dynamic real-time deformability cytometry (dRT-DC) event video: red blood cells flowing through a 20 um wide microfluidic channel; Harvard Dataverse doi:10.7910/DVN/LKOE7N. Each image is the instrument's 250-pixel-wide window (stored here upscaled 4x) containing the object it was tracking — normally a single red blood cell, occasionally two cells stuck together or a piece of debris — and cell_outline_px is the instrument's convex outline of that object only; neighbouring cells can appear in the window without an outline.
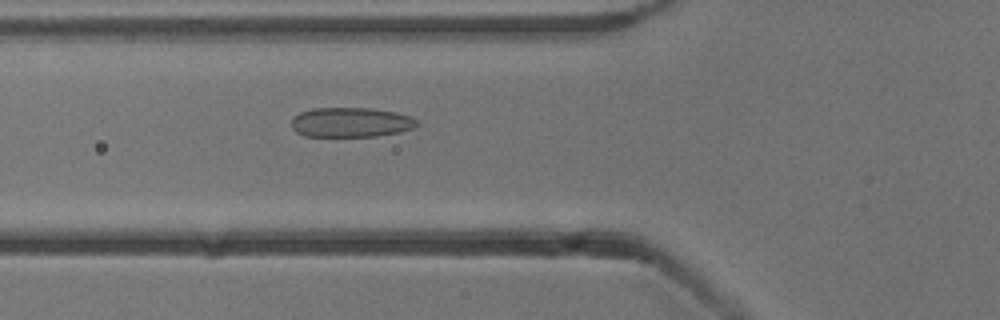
{"species": "common noctule bat (a hibernating species)", "species_latin": "Nyctalus noctula", "temperature_condition": "cold", "stored_images_in_passage": 45, "camera_frame_rate_fps": 3000, "um_per_image_px": 0.085, "animal": {"sex": "male", "body_mass_g": 13.3}, "frame": {"image": 1, "passage_image": 11, "time_ms": 3.333, "image_size_px": [1000, 320], "cell_outline_px": [[416, 124], [412, 128], [400, 132], [376, 136], [304, 136], [296, 132], [292, 128], [292, 120], [300, 112], [312, 108], [372, 108], [396, 112], [412, 116], [416, 120]], "centroid_in_image_um": [29.82, 10.39], "position_along_channel_um": 96.0, "area_um2": 21.68}}
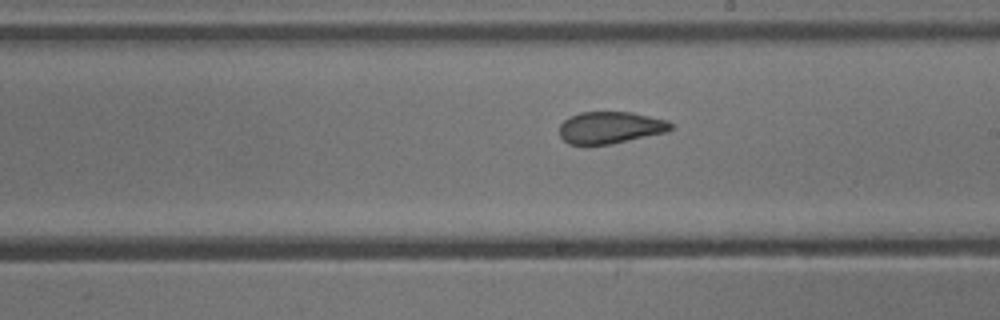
{"frame": {"image": 2, "passage_image": 22, "time_ms": 7.0, "image_size_px": [1000, 320], "cell_outline_px": [[672, 128], [664, 132], [608, 144], [568, 144], [560, 136], [560, 124], [568, 116], [580, 112], [632, 112], [668, 120], [672, 124]], "centroid_in_image_um": [51.83, 10.82], "position_along_channel_um": 237.2, "area_um2": 20.46}}
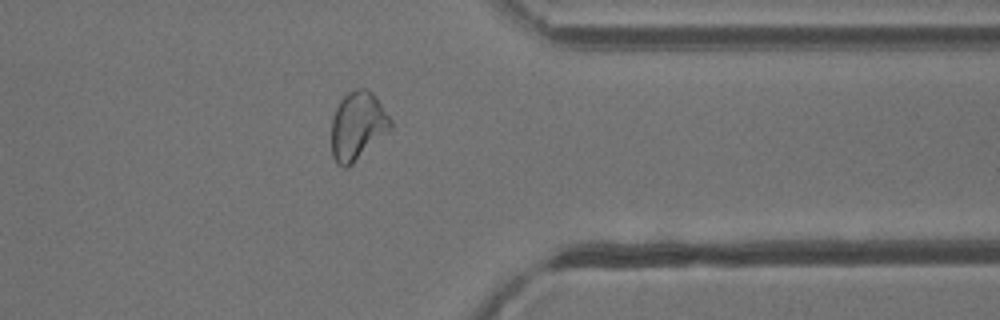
{"frame": {"image": 3, "passage_image": 34, "time_ms": 11.0, "image_size_px": [1000, 320], "cell_outline_px": [[392, 128], [348, 168], [344, 168], [336, 164], [332, 156], [332, 116], [340, 100], [348, 92], [356, 88], [364, 88], [372, 92], [376, 96], [392, 120]], "centroid_in_image_um": [30.39, 10.7], "position_along_channel_um": 381.0, "area_um2": 23.64}, "authors_computed_cell_mechanics": {"area_um2": 22.6576, "velocity_mm_per_s": 3.8358, "shape_relaxation_time_tau1_ms": null, "shape_relaxation_time_tau2_ms": 1.2454, "deformation_change_tau1": null, "deformation_change_tau2": 0.0725}}